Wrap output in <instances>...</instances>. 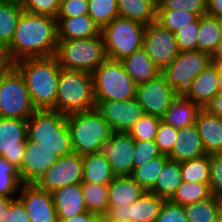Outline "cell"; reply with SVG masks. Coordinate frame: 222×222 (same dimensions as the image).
<instances>
[{"label": "cell", "instance_id": "30bf717a", "mask_svg": "<svg viewBox=\"0 0 222 222\" xmlns=\"http://www.w3.org/2000/svg\"><path fill=\"white\" fill-rule=\"evenodd\" d=\"M36 110L24 77L11 67L0 78V117L28 119Z\"/></svg>", "mask_w": 222, "mask_h": 222}, {"label": "cell", "instance_id": "603a6c76", "mask_svg": "<svg viewBox=\"0 0 222 222\" xmlns=\"http://www.w3.org/2000/svg\"><path fill=\"white\" fill-rule=\"evenodd\" d=\"M195 124L206 154H222V118L202 109Z\"/></svg>", "mask_w": 222, "mask_h": 222}, {"label": "cell", "instance_id": "94428289", "mask_svg": "<svg viewBox=\"0 0 222 222\" xmlns=\"http://www.w3.org/2000/svg\"><path fill=\"white\" fill-rule=\"evenodd\" d=\"M214 222H222V211L217 215Z\"/></svg>", "mask_w": 222, "mask_h": 222}, {"label": "cell", "instance_id": "bcb514c9", "mask_svg": "<svg viewBox=\"0 0 222 222\" xmlns=\"http://www.w3.org/2000/svg\"><path fill=\"white\" fill-rule=\"evenodd\" d=\"M61 0H23V11L56 18Z\"/></svg>", "mask_w": 222, "mask_h": 222}, {"label": "cell", "instance_id": "ab89813d", "mask_svg": "<svg viewBox=\"0 0 222 222\" xmlns=\"http://www.w3.org/2000/svg\"><path fill=\"white\" fill-rule=\"evenodd\" d=\"M197 18L196 14L186 10H157L156 14V22L173 33Z\"/></svg>", "mask_w": 222, "mask_h": 222}, {"label": "cell", "instance_id": "d6a6232c", "mask_svg": "<svg viewBox=\"0 0 222 222\" xmlns=\"http://www.w3.org/2000/svg\"><path fill=\"white\" fill-rule=\"evenodd\" d=\"M108 184L82 182V194L88 212L99 218L108 214Z\"/></svg>", "mask_w": 222, "mask_h": 222}, {"label": "cell", "instance_id": "ac0fdd59", "mask_svg": "<svg viewBox=\"0 0 222 222\" xmlns=\"http://www.w3.org/2000/svg\"><path fill=\"white\" fill-rule=\"evenodd\" d=\"M58 158L52 150L27 139L22 165L19 168L23 184H35Z\"/></svg>", "mask_w": 222, "mask_h": 222}, {"label": "cell", "instance_id": "7a4b0ae2", "mask_svg": "<svg viewBox=\"0 0 222 222\" xmlns=\"http://www.w3.org/2000/svg\"><path fill=\"white\" fill-rule=\"evenodd\" d=\"M24 77L36 109L55 110L61 67L55 56L25 58L13 64Z\"/></svg>", "mask_w": 222, "mask_h": 222}, {"label": "cell", "instance_id": "836d02e7", "mask_svg": "<svg viewBox=\"0 0 222 222\" xmlns=\"http://www.w3.org/2000/svg\"><path fill=\"white\" fill-rule=\"evenodd\" d=\"M188 222H214L221 212L220 197L212 195L208 199L184 206Z\"/></svg>", "mask_w": 222, "mask_h": 222}, {"label": "cell", "instance_id": "03108f58", "mask_svg": "<svg viewBox=\"0 0 222 222\" xmlns=\"http://www.w3.org/2000/svg\"><path fill=\"white\" fill-rule=\"evenodd\" d=\"M220 200H221V211H222V195L220 196Z\"/></svg>", "mask_w": 222, "mask_h": 222}, {"label": "cell", "instance_id": "ee69618b", "mask_svg": "<svg viewBox=\"0 0 222 222\" xmlns=\"http://www.w3.org/2000/svg\"><path fill=\"white\" fill-rule=\"evenodd\" d=\"M155 140L135 141L133 151V169L144 165L146 162L160 156Z\"/></svg>", "mask_w": 222, "mask_h": 222}, {"label": "cell", "instance_id": "f907efd6", "mask_svg": "<svg viewBox=\"0 0 222 222\" xmlns=\"http://www.w3.org/2000/svg\"><path fill=\"white\" fill-rule=\"evenodd\" d=\"M88 0H61L56 17H76L88 15Z\"/></svg>", "mask_w": 222, "mask_h": 222}, {"label": "cell", "instance_id": "7bdbcfd3", "mask_svg": "<svg viewBox=\"0 0 222 222\" xmlns=\"http://www.w3.org/2000/svg\"><path fill=\"white\" fill-rule=\"evenodd\" d=\"M199 28L200 17L174 33L179 51L198 50Z\"/></svg>", "mask_w": 222, "mask_h": 222}, {"label": "cell", "instance_id": "2e32d148", "mask_svg": "<svg viewBox=\"0 0 222 222\" xmlns=\"http://www.w3.org/2000/svg\"><path fill=\"white\" fill-rule=\"evenodd\" d=\"M135 140L126 132H112L102 145L101 153L108 160L112 172L116 175H131L133 171V151Z\"/></svg>", "mask_w": 222, "mask_h": 222}, {"label": "cell", "instance_id": "83f0119b", "mask_svg": "<svg viewBox=\"0 0 222 222\" xmlns=\"http://www.w3.org/2000/svg\"><path fill=\"white\" fill-rule=\"evenodd\" d=\"M198 50L209 53L213 58L222 52L220 19L208 13L200 17Z\"/></svg>", "mask_w": 222, "mask_h": 222}, {"label": "cell", "instance_id": "1f68e13d", "mask_svg": "<svg viewBox=\"0 0 222 222\" xmlns=\"http://www.w3.org/2000/svg\"><path fill=\"white\" fill-rule=\"evenodd\" d=\"M22 12L21 3L0 0V47L10 45Z\"/></svg>", "mask_w": 222, "mask_h": 222}, {"label": "cell", "instance_id": "7402d4cb", "mask_svg": "<svg viewBox=\"0 0 222 222\" xmlns=\"http://www.w3.org/2000/svg\"><path fill=\"white\" fill-rule=\"evenodd\" d=\"M207 155L196 124L178 129L169 159L179 163Z\"/></svg>", "mask_w": 222, "mask_h": 222}, {"label": "cell", "instance_id": "f5cc1de1", "mask_svg": "<svg viewBox=\"0 0 222 222\" xmlns=\"http://www.w3.org/2000/svg\"><path fill=\"white\" fill-rule=\"evenodd\" d=\"M99 217L91 212L77 214L69 219H57V222H95Z\"/></svg>", "mask_w": 222, "mask_h": 222}, {"label": "cell", "instance_id": "3957f363", "mask_svg": "<svg viewBox=\"0 0 222 222\" xmlns=\"http://www.w3.org/2000/svg\"><path fill=\"white\" fill-rule=\"evenodd\" d=\"M27 139L59 157L73 152L67 115L53 109H37L27 119Z\"/></svg>", "mask_w": 222, "mask_h": 222}, {"label": "cell", "instance_id": "9f6ffc18", "mask_svg": "<svg viewBox=\"0 0 222 222\" xmlns=\"http://www.w3.org/2000/svg\"><path fill=\"white\" fill-rule=\"evenodd\" d=\"M101 218L104 220V222H132L130 220H124L119 216H104Z\"/></svg>", "mask_w": 222, "mask_h": 222}, {"label": "cell", "instance_id": "60d3db41", "mask_svg": "<svg viewBox=\"0 0 222 222\" xmlns=\"http://www.w3.org/2000/svg\"><path fill=\"white\" fill-rule=\"evenodd\" d=\"M160 118L144 114L140 119L132 126L128 134L135 141L155 140L156 133L158 131Z\"/></svg>", "mask_w": 222, "mask_h": 222}, {"label": "cell", "instance_id": "11a10c76", "mask_svg": "<svg viewBox=\"0 0 222 222\" xmlns=\"http://www.w3.org/2000/svg\"><path fill=\"white\" fill-rule=\"evenodd\" d=\"M207 13L222 18V0H207Z\"/></svg>", "mask_w": 222, "mask_h": 222}, {"label": "cell", "instance_id": "f1b7e54d", "mask_svg": "<svg viewBox=\"0 0 222 222\" xmlns=\"http://www.w3.org/2000/svg\"><path fill=\"white\" fill-rule=\"evenodd\" d=\"M182 182L181 163L168 158L157 176L155 185L149 192L160 196L164 200H170Z\"/></svg>", "mask_w": 222, "mask_h": 222}, {"label": "cell", "instance_id": "74e56055", "mask_svg": "<svg viewBox=\"0 0 222 222\" xmlns=\"http://www.w3.org/2000/svg\"><path fill=\"white\" fill-rule=\"evenodd\" d=\"M210 155L181 162V177L184 182L209 183Z\"/></svg>", "mask_w": 222, "mask_h": 222}, {"label": "cell", "instance_id": "e575fe53", "mask_svg": "<svg viewBox=\"0 0 222 222\" xmlns=\"http://www.w3.org/2000/svg\"><path fill=\"white\" fill-rule=\"evenodd\" d=\"M211 196L212 192L210 190L209 183L183 181L170 201L184 207L186 205L208 199Z\"/></svg>", "mask_w": 222, "mask_h": 222}, {"label": "cell", "instance_id": "c3c4849f", "mask_svg": "<svg viewBox=\"0 0 222 222\" xmlns=\"http://www.w3.org/2000/svg\"><path fill=\"white\" fill-rule=\"evenodd\" d=\"M155 222H188L183 206L164 200Z\"/></svg>", "mask_w": 222, "mask_h": 222}, {"label": "cell", "instance_id": "680465c9", "mask_svg": "<svg viewBox=\"0 0 222 222\" xmlns=\"http://www.w3.org/2000/svg\"><path fill=\"white\" fill-rule=\"evenodd\" d=\"M214 62L218 65L219 69L222 71V52L214 57Z\"/></svg>", "mask_w": 222, "mask_h": 222}, {"label": "cell", "instance_id": "f546056e", "mask_svg": "<svg viewBox=\"0 0 222 222\" xmlns=\"http://www.w3.org/2000/svg\"><path fill=\"white\" fill-rule=\"evenodd\" d=\"M157 0H117L118 14L148 25L156 21Z\"/></svg>", "mask_w": 222, "mask_h": 222}, {"label": "cell", "instance_id": "681fc988", "mask_svg": "<svg viewBox=\"0 0 222 222\" xmlns=\"http://www.w3.org/2000/svg\"><path fill=\"white\" fill-rule=\"evenodd\" d=\"M209 187L212 195H222V154L210 155Z\"/></svg>", "mask_w": 222, "mask_h": 222}, {"label": "cell", "instance_id": "6f0895ef", "mask_svg": "<svg viewBox=\"0 0 222 222\" xmlns=\"http://www.w3.org/2000/svg\"><path fill=\"white\" fill-rule=\"evenodd\" d=\"M12 198H14V197L0 196V215L2 214V210L5 208L6 205L9 204V202Z\"/></svg>", "mask_w": 222, "mask_h": 222}, {"label": "cell", "instance_id": "d6986e66", "mask_svg": "<svg viewBox=\"0 0 222 222\" xmlns=\"http://www.w3.org/2000/svg\"><path fill=\"white\" fill-rule=\"evenodd\" d=\"M108 188L109 206L106 216H118L145 192L130 175L115 176Z\"/></svg>", "mask_w": 222, "mask_h": 222}, {"label": "cell", "instance_id": "d4e9b609", "mask_svg": "<svg viewBox=\"0 0 222 222\" xmlns=\"http://www.w3.org/2000/svg\"><path fill=\"white\" fill-rule=\"evenodd\" d=\"M164 202L160 196L145 191L135 202L125 208L118 216L132 222H155Z\"/></svg>", "mask_w": 222, "mask_h": 222}, {"label": "cell", "instance_id": "9a60e30c", "mask_svg": "<svg viewBox=\"0 0 222 222\" xmlns=\"http://www.w3.org/2000/svg\"><path fill=\"white\" fill-rule=\"evenodd\" d=\"M96 109L109 124L112 132L128 133L145 113L136 98L124 101L95 102Z\"/></svg>", "mask_w": 222, "mask_h": 222}, {"label": "cell", "instance_id": "7c38bea8", "mask_svg": "<svg viewBox=\"0 0 222 222\" xmlns=\"http://www.w3.org/2000/svg\"><path fill=\"white\" fill-rule=\"evenodd\" d=\"M143 48L160 71L167 67L180 52L174 33L156 21L146 25Z\"/></svg>", "mask_w": 222, "mask_h": 222}, {"label": "cell", "instance_id": "4fadbf2b", "mask_svg": "<svg viewBox=\"0 0 222 222\" xmlns=\"http://www.w3.org/2000/svg\"><path fill=\"white\" fill-rule=\"evenodd\" d=\"M175 96L174 89L167 84L165 77L159 74L156 78L137 85L135 98L145 114L161 119Z\"/></svg>", "mask_w": 222, "mask_h": 222}, {"label": "cell", "instance_id": "f6af8a7d", "mask_svg": "<svg viewBox=\"0 0 222 222\" xmlns=\"http://www.w3.org/2000/svg\"><path fill=\"white\" fill-rule=\"evenodd\" d=\"M177 133V128H174L170 124L160 120L155 142L161 154L168 156L172 152Z\"/></svg>", "mask_w": 222, "mask_h": 222}, {"label": "cell", "instance_id": "6da1fadb", "mask_svg": "<svg viewBox=\"0 0 222 222\" xmlns=\"http://www.w3.org/2000/svg\"><path fill=\"white\" fill-rule=\"evenodd\" d=\"M57 46V19L23 11L5 50L14 64L25 58L54 56Z\"/></svg>", "mask_w": 222, "mask_h": 222}, {"label": "cell", "instance_id": "52a82bcc", "mask_svg": "<svg viewBox=\"0 0 222 222\" xmlns=\"http://www.w3.org/2000/svg\"><path fill=\"white\" fill-rule=\"evenodd\" d=\"M95 102L124 101L136 96L137 85L121 61L107 58L93 73Z\"/></svg>", "mask_w": 222, "mask_h": 222}, {"label": "cell", "instance_id": "ba28073f", "mask_svg": "<svg viewBox=\"0 0 222 222\" xmlns=\"http://www.w3.org/2000/svg\"><path fill=\"white\" fill-rule=\"evenodd\" d=\"M146 25L117 16L101 29L107 58L119 60L126 58L143 47Z\"/></svg>", "mask_w": 222, "mask_h": 222}, {"label": "cell", "instance_id": "cb8c5ba5", "mask_svg": "<svg viewBox=\"0 0 222 222\" xmlns=\"http://www.w3.org/2000/svg\"><path fill=\"white\" fill-rule=\"evenodd\" d=\"M56 19L58 41L90 38L98 36L101 32L89 15Z\"/></svg>", "mask_w": 222, "mask_h": 222}, {"label": "cell", "instance_id": "8d00e7d4", "mask_svg": "<svg viewBox=\"0 0 222 222\" xmlns=\"http://www.w3.org/2000/svg\"><path fill=\"white\" fill-rule=\"evenodd\" d=\"M22 184L19 168L0 156V196L17 197Z\"/></svg>", "mask_w": 222, "mask_h": 222}, {"label": "cell", "instance_id": "6125c7cd", "mask_svg": "<svg viewBox=\"0 0 222 222\" xmlns=\"http://www.w3.org/2000/svg\"><path fill=\"white\" fill-rule=\"evenodd\" d=\"M5 1H15V2H19V3L23 2V0H5Z\"/></svg>", "mask_w": 222, "mask_h": 222}, {"label": "cell", "instance_id": "f35d334b", "mask_svg": "<svg viewBox=\"0 0 222 222\" xmlns=\"http://www.w3.org/2000/svg\"><path fill=\"white\" fill-rule=\"evenodd\" d=\"M88 15L100 30L119 16L117 0H88Z\"/></svg>", "mask_w": 222, "mask_h": 222}, {"label": "cell", "instance_id": "ffe728a7", "mask_svg": "<svg viewBox=\"0 0 222 222\" xmlns=\"http://www.w3.org/2000/svg\"><path fill=\"white\" fill-rule=\"evenodd\" d=\"M58 219H69L87 212L82 183L67 185L51 192Z\"/></svg>", "mask_w": 222, "mask_h": 222}, {"label": "cell", "instance_id": "7dc6e473", "mask_svg": "<svg viewBox=\"0 0 222 222\" xmlns=\"http://www.w3.org/2000/svg\"><path fill=\"white\" fill-rule=\"evenodd\" d=\"M0 222H30L29 215L18 197L12 198L2 210Z\"/></svg>", "mask_w": 222, "mask_h": 222}, {"label": "cell", "instance_id": "91938a15", "mask_svg": "<svg viewBox=\"0 0 222 222\" xmlns=\"http://www.w3.org/2000/svg\"><path fill=\"white\" fill-rule=\"evenodd\" d=\"M219 91L222 92V71L219 69Z\"/></svg>", "mask_w": 222, "mask_h": 222}, {"label": "cell", "instance_id": "277c9868", "mask_svg": "<svg viewBox=\"0 0 222 222\" xmlns=\"http://www.w3.org/2000/svg\"><path fill=\"white\" fill-rule=\"evenodd\" d=\"M96 108L92 73L61 68L55 110L64 115Z\"/></svg>", "mask_w": 222, "mask_h": 222}, {"label": "cell", "instance_id": "db71d44e", "mask_svg": "<svg viewBox=\"0 0 222 222\" xmlns=\"http://www.w3.org/2000/svg\"><path fill=\"white\" fill-rule=\"evenodd\" d=\"M13 67V63L11 62L6 50L0 47V78Z\"/></svg>", "mask_w": 222, "mask_h": 222}, {"label": "cell", "instance_id": "4dcf8cb0", "mask_svg": "<svg viewBox=\"0 0 222 222\" xmlns=\"http://www.w3.org/2000/svg\"><path fill=\"white\" fill-rule=\"evenodd\" d=\"M83 162L82 182L109 184L116 176L101 152L84 155Z\"/></svg>", "mask_w": 222, "mask_h": 222}, {"label": "cell", "instance_id": "5bb4252c", "mask_svg": "<svg viewBox=\"0 0 222 222\" xmlns=\"http://www.w3.org/2000/svg\"><path fill=\"white\" fill-rule=\"evenodd\" d=\"M27 140V119L0 117V156L17 168L22 165Z\"/></svg>", "mask_w": 222, "mask_h": 222}, {"label": "cell", "instance_id": "816d5d0a", "mask_svg": "<svg viewBox=\"0 0 222 222\" xmlns=\"http://www.w3.org/2000/svg\"><path fill=\"white\" fill-rule=\"evenodd\" d=\"M209 114L222 118V92H218L204 108Z\"/></svg>", "mask_w": 222, "mask_h": 222}, {"label": "cell", "instance_id": "e7e4bbea", "mask_svg": "<svg viewBox=\"0 0 222 222\" xmlns=\"http://www.w3.org/2000/svg\"><path fill=\"white\" fill-rule=\"evenodd\" d=\"M221 34H222V18H220Z\"/></svg>", "mask_w": 222, "mask_h": 222}, {"label": "cell", "instance_id": "e0dca14e", "mask_svg": "<svg viewBox=\"0 0 222 222\" xmlns=\"http://www.w3.org/2000/svg\"><path fill=\"white\" fill-rule=\"evenodd\" d=\"M23 203L30 222H57L52 194L35 184H22L17 196Z\"/></svg>", "mask_w": 222, "mask_h": 222}, {"label": "cell", "instance_id": "d590c367", "mask_svg": "<svg viewBox=\"0 0 222 222\" xmlns=\"http://www.w3.org/2000/svg\"><path fill=\"white\" fill-rule=\"evenodd\" d=\"M169 157L161 154L160 156L146 162L140 167L133 169L130 175L135 182H137L145 191H149L157 180V176L163 169L165 161Z\"/></svg>", "mask_w": 222, "mask_h": 222}, {"label": "cell", "instance_id": "8fae6325", "mask_svg": "<svg viewBox=\"0 0 222 222\" xmlns=\"http://www.w3.org/2000/svg\"><path fill=\"white\" fill-rule=\"evenodd\" d=\"M83 169V156L72 152L59 157L35 185L51 193L67 185L82 183Z\"/></svg>", "mask_w": 222, "mask_h": 222}, {"label": "cell", "instance_id": "b9f144b4", "mask_svg": "<svg viewBox=\"0 0 222 222\" xmlns=\"http://www.w3.org/2000/svg\"><path fill=\"white\" fill-rule=\"evenodd\" d=\"M157 10H186L201 17L207 14V0H158Z\"/></svg>", "mask_w": 222, "mask_h": 222}, {"label": "cell", "instance_id": "5b68a950", "mask_svg": "<svg viewBox=\"0 0 222 222\" xmlns=\"http://www.w3.org/2000/svg\"><path fill=\"white\" fill-rule=\"evenodd\" d=\"M67 124L73 152L82 156L100 152L112 134L109 124L96 108L67 115Z\"/></svg>", "mask_w": 222, "mask_h": 222}, {"label": "cell", "instance_id": "8992f818", "mask_svg": "<svg viewBox=\"0 0 222 222\" xmlns=\"http://www.w3.org/2000/svg\"><path fill=\"white\" fill-rule=\"evenodd\" d=\"M54 56L61 68L90 73L107 59L101 33L90 38L58 41Z\"/></svg>", "mask_w": 222, "mask_h": 222}, {"label": "cell", "instance_id": "484cf974", "mask_svg": "<svg viewBox=\"0 0 222 222\" xmlns=\"http://www.w3.org/2000/svg\"><path fill=\"white\" fill-rule=\"evenodd\" d=\"M202 108L186 99L185 96L176 95L167 108V111L161 118L172 127L180 129L195 124L198 113Z\"/></svg>", "mask_w": 222, "mask_h": 222}, {"label": "cell", "instance_id": "44dd1931", "mask_svg": "<svg viewBox=\"0 0 222 222\" xmlns=\"http://www.w3.org/2000/svg\"><path fill=\"white\" fill-rule=\"evenodd\" d=\"M219 92V67L213 61L193 81L186 99L198 104L202 109Z\"/></svg>", "mask_w": 222, "mask_h": 222}, {"label": "cell", "instance_id": "be15d7a7", "mask_svg": "<svg viewBox=\"0 0 222 222\" xmlns=\"http://www.w3.org/2000/svg\"><path fill=\"white\" fill-rule=\"evenodd\" d=\"M95 222H104L102 218H98Z\"/></svg>", "mask_w": 222, "mask_h": 222}, {"label": "cell", "instance_id": "9c48e42d", "mask_svg": "<svg viewBox=\"0 0 222 222\" xmlns=\"http://www.w3.org/2000/svg\"><path fill=\"white\" fill-rule=\"evenodd\" d=\"M213 61L209 53L201 50L180 51L161 74L176 95L186 96L191 90L192 81Z\"/></svg>", "mask_w": 222, "mask_h": 222}, {"label": "cell", "instance_id": "4316f807", "mask_svg": "<svg viewBox=\"0 0 222 222\" xmlns=\"http://www.w3.org/2000/svg\"><path fill=\"white\" fill-rule=\"evenodd\" d=\"M128 76L136 85L145 83L161 74L160 69L142 47L121 60Z\"/></svg>", "mask_w": 222, "mask_h": 222}]
</instances>
